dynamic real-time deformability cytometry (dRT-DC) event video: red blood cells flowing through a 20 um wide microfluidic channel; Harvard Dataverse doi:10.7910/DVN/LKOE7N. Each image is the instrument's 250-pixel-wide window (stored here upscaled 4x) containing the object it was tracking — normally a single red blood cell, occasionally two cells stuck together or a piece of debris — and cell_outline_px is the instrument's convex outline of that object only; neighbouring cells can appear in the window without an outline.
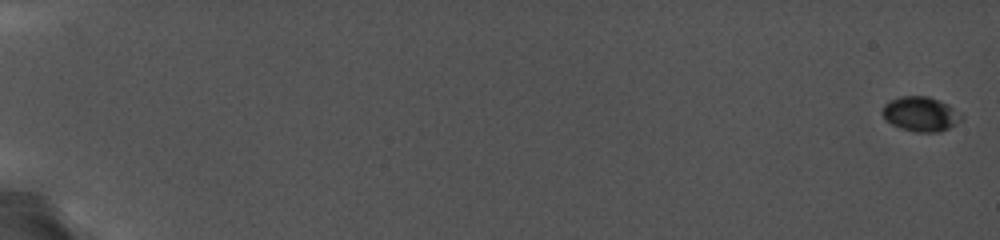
{"species": "common noctule bat (a hibernating species)", "species_latin": "Nyctalus noctula", "temperature_condition": "cold", "stored_images_in_passage": 69, "camera_frame_rate_fps": 5000, "um_per_image_px": 0.085, "animal": {"sex": "female", "body_mass_g": 19.0, "forearm_length_mm": 56.7}, "frame": {"image": 1, "passage_image": 1, "time_ms": 0.0, "image_size_px": [1000, 240], "cell_outline_px": [[964, 116], [956, 124], [948, 128], [936, 132], [916, 132], [900, 128], [892, 124], [880, 112], [884, 104], [900, 96], [928, 96], [940, 100], [948, 104]], "centroid_in_image_um": [78.26, 9.68], "position_along_channel_um": 6.7, "area_um2": 15.9}}
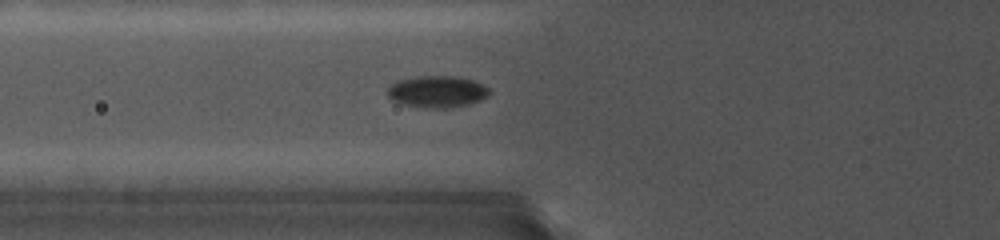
{"frame": {"image": 2, "passage_image": 30, "time_ms": 8.0, "image_size_px": [1000, 240], "cell_outline_px": [[492, 92], [488, 96], [480, 100], [468, 104], [444, 108], [436, 108], [400, 104], [392, 100], [388, 96], [388, 88], [396, 80], [416, 76], [456, 76], [472, 80], [488, 88]], "centroid_in_image_um": [37.14, 7.78], "position_along_channel_um": 88.7, "area_um2": 18.73}}
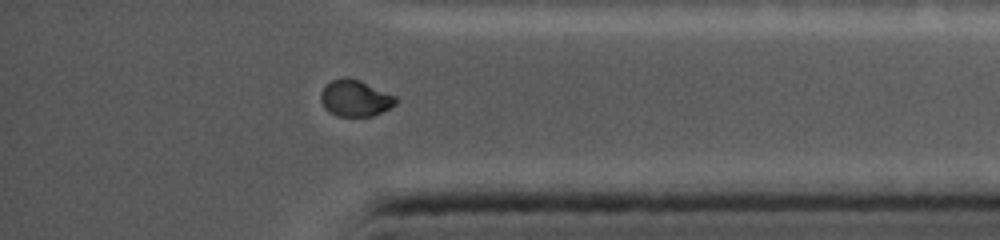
{"frame": {"image": 3, "passage_image": 63, "time_ms": 16.4, "image_size_px": [1000, 240], "cell_outline_px": [[396, 104], [372, 116], [336, 116], [324, 108], [320, 100], [320, 92], [332, 80], [344, 76], [348, 76], [360, 80], [396, 96]], "centroid_in_image_um": [30.16, 8.33], "position_along_channel_um": 405.0, "area_um2": 15.9}}